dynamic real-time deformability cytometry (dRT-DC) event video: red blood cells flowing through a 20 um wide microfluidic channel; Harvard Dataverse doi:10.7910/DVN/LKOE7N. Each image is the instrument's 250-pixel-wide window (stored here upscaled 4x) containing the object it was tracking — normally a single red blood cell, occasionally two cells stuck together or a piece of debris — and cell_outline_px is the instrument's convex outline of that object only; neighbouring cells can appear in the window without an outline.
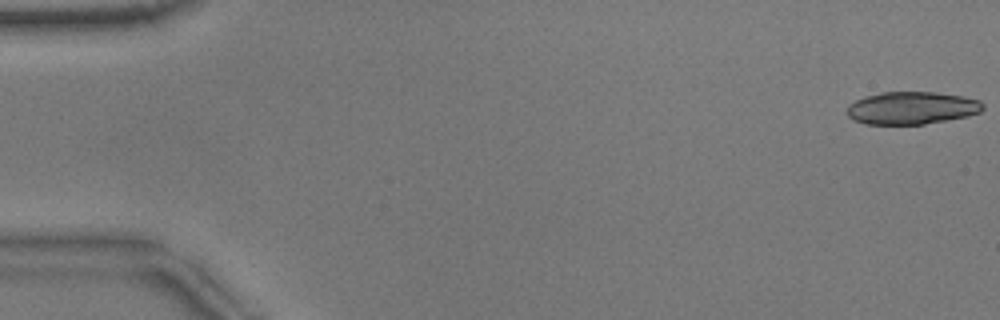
{"species": "common noctule bat (a hibernating species)", "species_latin": "Nyctalus noctula", "temperature_condition": "warm", "stored_images_in_passage": 33, "camera_frame_rate_fps": 3000, "um_per_image_px": 0.085, "animal": {"sex": "male", "body_mass_g": 17.9}, "frame": {"image": 1, "passage_image": 1, "time_ms": 0.0, "image_size_px": [1000, 320], "cell_outline_px": [[984, 108], [980, 112], [968, 116], [924, 124], [864, 124], [852, 120], [848, 116], [848, 104], [856, 100], [868, 96], [884, 92], [936, 92], [964, 96], [980, 100], [984, 104]], "centroid_in_image_um": [77.53, 9.18], "position_along_channel_um": 7.5, "area_um2": 25.84}}
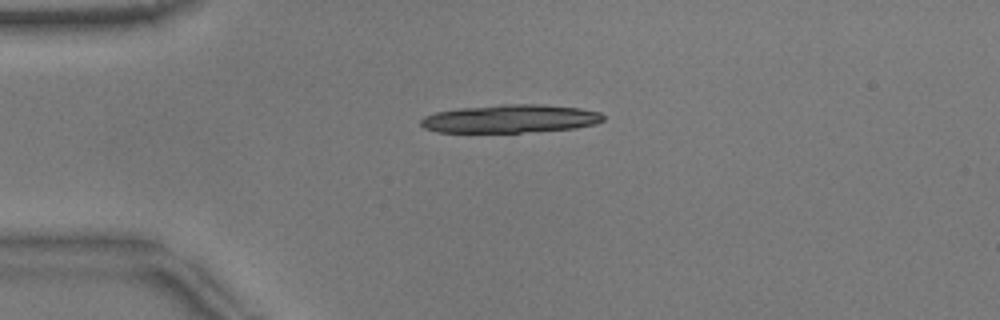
{"frame": {"image": 2, "passage_image": 13, "time_ms": 4.0, "image_size_px": [1000, 320], "cell_outline_px": [[604, 120], [596, 124], [576, 128], [520, 132], [436, 132], [424, 128], [420, 124], [420, 120], [424, 116], [436, 112], [460, 108], [504, 104], [540, 104], [580, 108], [600, 112], [604, 116]], "centroid_in_image_um": [43.38, 10.09], "position_along_channel_um": 41.6, "area_um2": 29.94}}
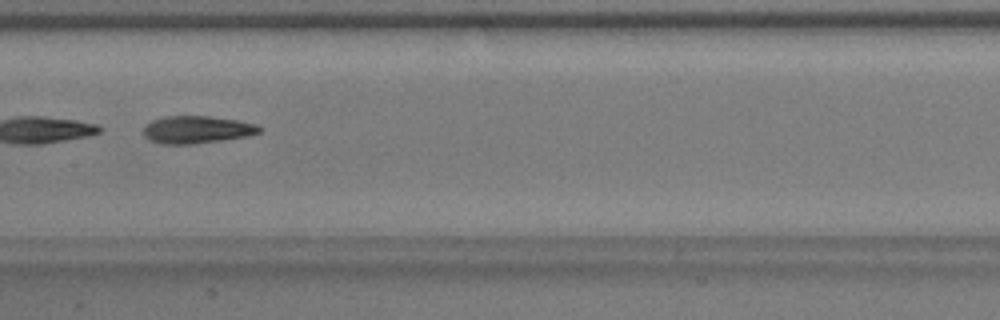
{"frame": {"image": 3, "passage_image": 27, "time_ms": 8.667, "image_size_px": [1000, 320], "cell_outline_px": [[264, 128], [260, 132], [244, 136], [220, 140], [188, 144], [160, 144], [148, 140], [144, 136], [144, 124], [152, 120], [164, 116], [208, 116], [240, 120], [256, 124]], "centroid_in_image_um": [16.7, 11.0], "position_along_channel_um": 190.7, "area_um2": 18.61}}